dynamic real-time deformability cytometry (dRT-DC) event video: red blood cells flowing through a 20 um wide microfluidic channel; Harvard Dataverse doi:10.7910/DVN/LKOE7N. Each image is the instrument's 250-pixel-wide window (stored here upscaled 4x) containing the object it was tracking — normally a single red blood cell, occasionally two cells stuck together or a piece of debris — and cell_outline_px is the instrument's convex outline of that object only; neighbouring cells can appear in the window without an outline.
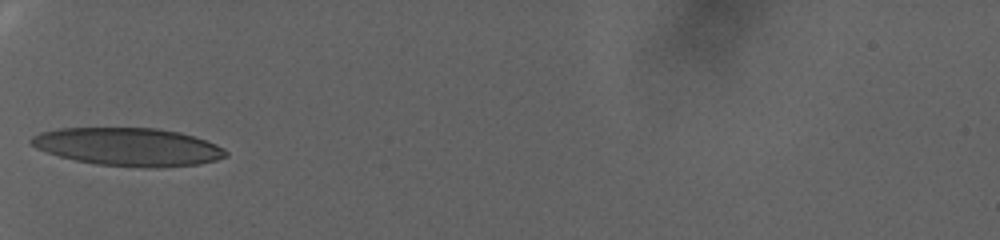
{"species": "human", "species_latin": "Homo sapiens", "temperature_condition": "warm", "stored_images_in_passage": 55, "camera_frame_rate_fps": 3000, "um_per_image_px": 0.085, "donor": {"sex": "female"}, "frame": {"image": 1, "passage_image": 1, "time_ms": 0.0, "image_size_px": [1000, 240], "cell_outline_px": [[228, 156], [216, 160], [200, 164], [160, 168], [148, 168], [96, 164], [76, 160], [60, 156], [36, 148], [28, 140], [32, 136], [40, 132], [60, 128], [156, 128], [180, 132], [216, 144], [224, 148], [228, 152]], "centroid_in_image_um": [10.93, 12.48], "position_along_channel_um": 74.1, "area_um2": 43.18}}
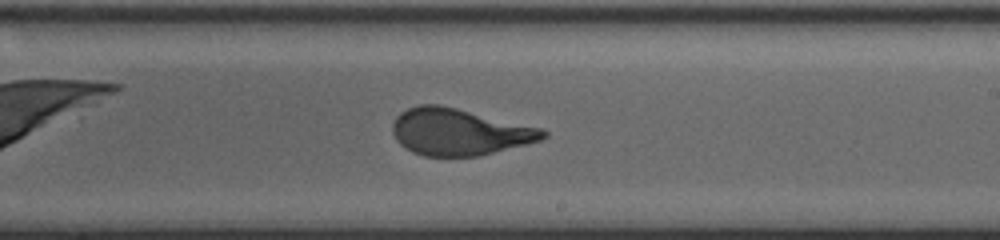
{"frame": {"image": 2, "passage_image": 24, "time_ms": 7.667, "image_size_px": [1000, 240], "cell_outline_px": [[548, 136], [540, 140], [476, 156], [424, 156], [412, 152], [400, 144], [396, 140], [392, 132], [392, 124], [396, 116], [400, 112], [408, 108], [420, 104], [440, 104], [540, 128], [548, 132]], "centroid_in_image_um": [38.97, 11.2], "position_along_channel_um": 250.0, "area_um2": 40.58}}
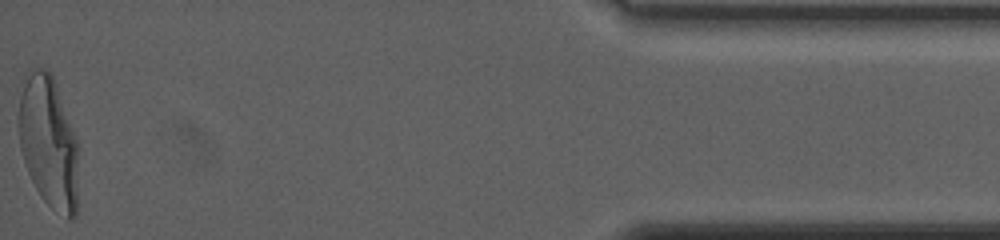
{"frame": {"image": 3, "passage_image": 55, "time_ms": 18.0, "image_size_px": [1000, 240], "cell_outline_px": [[76, 216], [72, 220], [68, 220], [52, 208], [40, 196], [28, 172], [20, 148], [16, 120], [20, 80], [28, 68], [48, 68], [52, 72], [76, 140]], "centroid_in_image_um": [4.04, 11.96], "position_along_channel_um": 431.2, "area_um2": 46.59}, "authors_computed_cell_mechanics": {"area_um2": 41.8472, "velocity_mm_per_s": 2.3784, "shape_relaxation_time_tau1_ms": 9.6032, "shape_relaxation_time_tau2_ms": null, "deformation_change_tau1": 0.2847, "deformation_change_tau2": null}}